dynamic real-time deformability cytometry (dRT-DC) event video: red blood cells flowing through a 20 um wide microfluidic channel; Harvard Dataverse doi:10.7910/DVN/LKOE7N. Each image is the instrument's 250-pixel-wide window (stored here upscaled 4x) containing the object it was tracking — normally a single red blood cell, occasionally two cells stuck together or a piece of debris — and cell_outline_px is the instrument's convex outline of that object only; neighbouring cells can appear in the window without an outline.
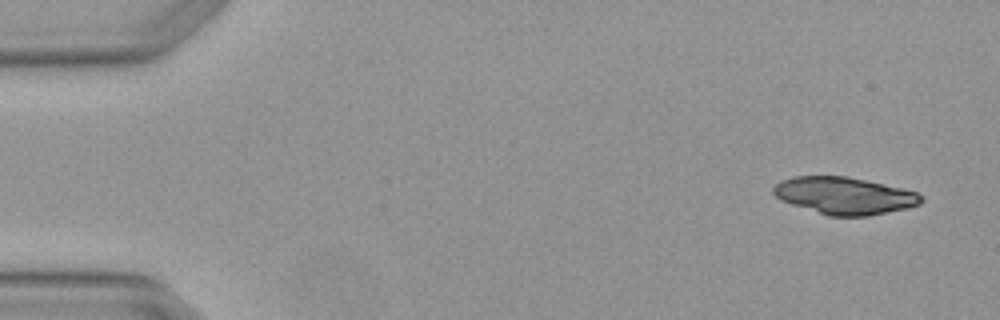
{"species": "Egyptian fruit bat (a non-hibernating species)", "species_latin": "Rousettus aegyptiacus", "temperature_condition": "warm", "stored_images_in_passage": 4, "camera_frame_rate_fps": 3000, "um_per_image_px": 0.085, "animal": {"sex": "female"}, "frame": {"image": 1, "passage_image": 1, "time_ms": 0.0, "image_size_px": [1000, 320], "cell_outline_px": [[924, 200], [920, 204], [908, 208], [868, 216], [828, 216], [780, 200], [772, 192], [772, 188], [780, 180], [792, 176], [844, 176], [904, 188], [916, 192], [924, 196]], "centroid_in_image_um": [71.78, 16.63], "position_along_channel_um": 13.2, "area_um2": 32.08}}
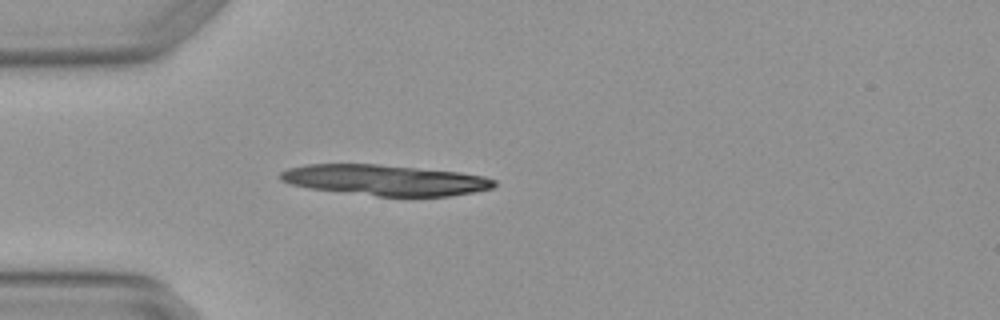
{"frame": {"image": 2, "passage_image": 4, "time_ms": 1.0, "image_size_px": [1000, 320], "cell_outline_px": [[496, 184], [492, 188], [472, 192], [448, 196], [376, 196], [308, 188], [292, 184], [280, 180], [276, 176], [280, 172], [288, 168], [304, 164], [376, 164], [460, 172], [484, 176], [496, 180]], "centroid_in_image_um": [32.68, 15.3], "position_along_channel_um": 52.3, "area_um2": 38.26}}